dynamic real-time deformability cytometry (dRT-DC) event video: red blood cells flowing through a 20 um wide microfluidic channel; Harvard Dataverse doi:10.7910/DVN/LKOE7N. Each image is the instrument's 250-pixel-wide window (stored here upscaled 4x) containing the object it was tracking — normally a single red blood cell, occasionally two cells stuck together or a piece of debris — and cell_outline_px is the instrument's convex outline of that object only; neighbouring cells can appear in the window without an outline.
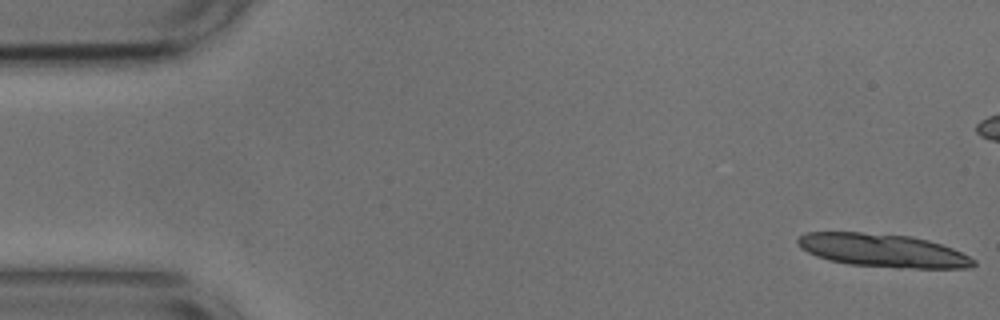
{"species": "common noctule bat (a hibernating species)", "species_latin": "Nyctalus noctula", "temperature_condition": "cold", "stored_images_in_passage": 12, "camera_frame_rate_fps": 3000, "um_per_image_px": 0.085, "animal": {"sex": "male", "body_mass_g": 17.9, "forearm_length_mm": 54.2}, "frame": {"image": 1, "passage_image": 1, "time_ms": 0.0, "image_size_px": [1000, 320], "cell_outline_px": [[976, 264], [972, 268], [896, 268], [848, 264], [828, 260], [816, 256], [800, 248], [796, 240], [804, 232], [860, 232], [908, 236], [928, 240], [952, 248], [976, 260]], "centroid_in_image_um": [75.02, 21.3], "position_along_channel_um": 10.0, "area_um2": 34.1}}